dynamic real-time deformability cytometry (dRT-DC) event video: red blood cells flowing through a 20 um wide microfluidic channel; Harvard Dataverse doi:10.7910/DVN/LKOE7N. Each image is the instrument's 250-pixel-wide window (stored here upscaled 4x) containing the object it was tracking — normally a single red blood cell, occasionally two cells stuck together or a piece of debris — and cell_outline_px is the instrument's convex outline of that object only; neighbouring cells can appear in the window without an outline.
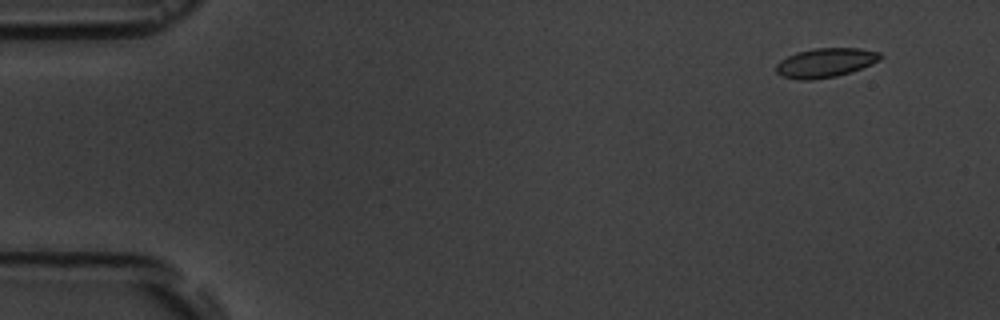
{"species": "common noctule bat (a hibernating species)", "species_latin": "Nyctalus noctula", "temperature_condition": "room temperature", "stored_images_in_passage": 6, "camera_frame_rate_fps": 3000, "um_per_image_px": 0.085, "animal": {"sex": "male", "body_mass_g": 19.5, "forearm_length_mm": 54.6}, "frame": {"image": 1, "passage_image": 2, "time_ms": 1.333, "image_size_px": [1000, 320], "cell_outline_px": [[884, 56], [880, 60], [872, 64], [852, 72], [836, 76], [812, 80], [796, 80], [780, 76], [776, 72], [776, 64], [780, 60], [796, 52], [816, 48], [860, 48], [880, 52]], "centroid_in_image_um": [70.17, 5.34], "position_along_channel_um": 14.8, "area_um2": 18.03}}
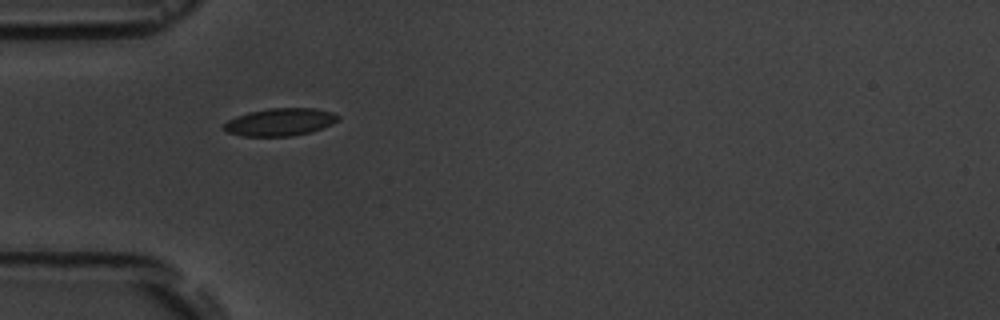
{"frame": {"image": 2, "passage_image": 5, "time_ms": 5.667, "image_size_px": [1000, 320], "cell_outline_px": [[340, 120], [332, 124], [312, 132], [292, 136], [244, 136], [228, 132], [220, 128], [228, 120], [236, 116], [248, 112], [268, 108], [316, 108], [332, 112], [340, 116]], "centroid_in_image_um": [23.82, 10.37], "position_along_channel_um": 61.2, "area_um2": 18.55}}
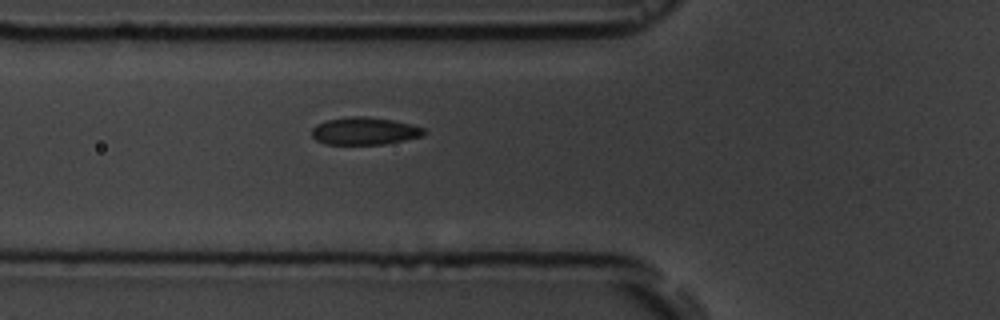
{"frame": {"image": 3, "passage_image": 6, "time_ms": 6.667, "image_size_px": [1000, 320], "cell_outline_px": [[428, 132], [424, 136], [384, 144], [324, 144], [316, 140], [312, 136], [312, 128], [316, 124], [328, 120], [352, 116], [368, 116], [392, 120], [412, 124], [424, 128]], "centroid_in_image_um": [31.02, 11.13], "position_along_channel_um": 94.8, "area_um2": 18.09}}